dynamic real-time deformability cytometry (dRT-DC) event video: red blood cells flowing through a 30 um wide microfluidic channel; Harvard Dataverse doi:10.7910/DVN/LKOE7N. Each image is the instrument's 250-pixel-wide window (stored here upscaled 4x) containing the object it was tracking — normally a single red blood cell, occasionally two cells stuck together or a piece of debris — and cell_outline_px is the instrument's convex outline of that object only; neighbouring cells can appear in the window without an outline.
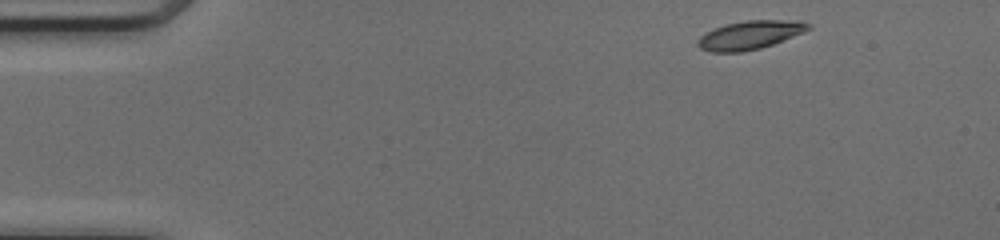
{"species": "common noctule bat (a hibernating species)", "species_latin": "Nyctalus noctula", "temperature_condition": "cold", "stored_images_in_passage": 45, "camera_frame_rate_fps": 3000, "um_per_image_px": 0.085, "animal": {"sex": "female", "body_mass_g": 17.0, "forearm_length_mm": 48.0}, "frame": {"image": 1, "passage_image": 1, "time_ms": 0.0, "image_size_px": [1000, 240], "cell_outline_px": [[812, 28], [804, 32], [772, 44], [760, 48], [740, 52], [712, 52], [700, 48], [696, 44], [696, 40], [704, 32], [724, 24], [748, 20], [800, 20], [812, 24]], "centroid_in_image_um": [63.73, 2.96], "position_along_channel_um": 21.3, "area_um2": 18.55}}
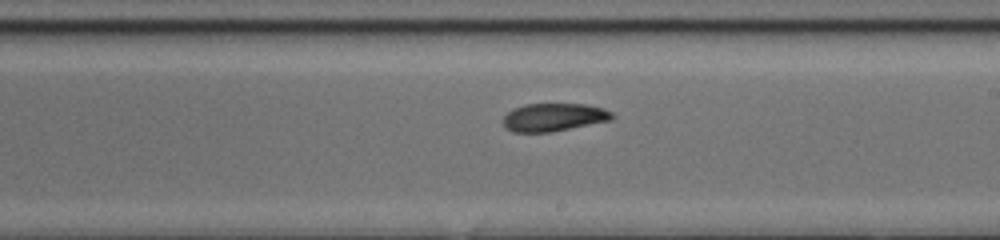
{"frame": {"image": 2, "passage_image": 24, "time_ms": 7.667, "image_size_px": [1000, 240], "cell_outline_px": [[616, 116], [612, 120], [552, 132], [512, 132], [504, 128], [504, 116], [512, 108], [524, 104], [584, 104], [604, 108], [612, 112]], "centroid_in_image_um": [47.08, 9.97], "position_along_channel_um": 241.9, "area_um2": 17.98}}
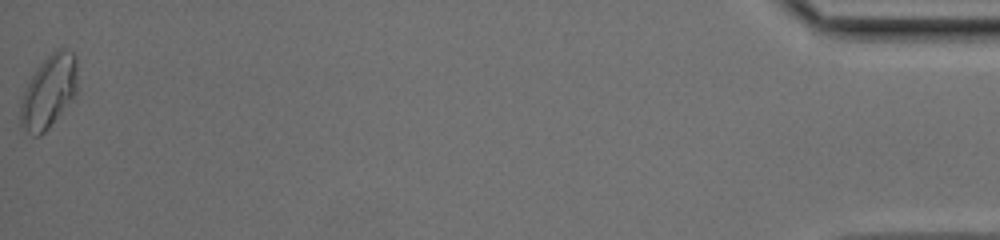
{"frame": {"image": 3, "passage_image": 45, "time_ms": 14.667, "image_size_px": [1000, 240], "cell_outline_px": [[76, 96], [48, 128], [40, 136], [32, 136], [20, 128], [20, 104], [24, 92], [36, 68], [56, 48], [64, 48], [72, 52], [76, 56]], "centroid_in_image_um": [4.14, 7.81], "position_along_channel_um": 431.1, "area_um2": 24.22}, "authors_computed_cell_mechanics": {"area_um2": 18.2648, "velocity_mm_per_s": 4.1343, "shape_relaxation_time_tau1_ms": null, "shape_relaxation_time_tau2_ms": 7.4767, "deformation_change_tau1": null, "deformation_change_tau2": 0.1024}}